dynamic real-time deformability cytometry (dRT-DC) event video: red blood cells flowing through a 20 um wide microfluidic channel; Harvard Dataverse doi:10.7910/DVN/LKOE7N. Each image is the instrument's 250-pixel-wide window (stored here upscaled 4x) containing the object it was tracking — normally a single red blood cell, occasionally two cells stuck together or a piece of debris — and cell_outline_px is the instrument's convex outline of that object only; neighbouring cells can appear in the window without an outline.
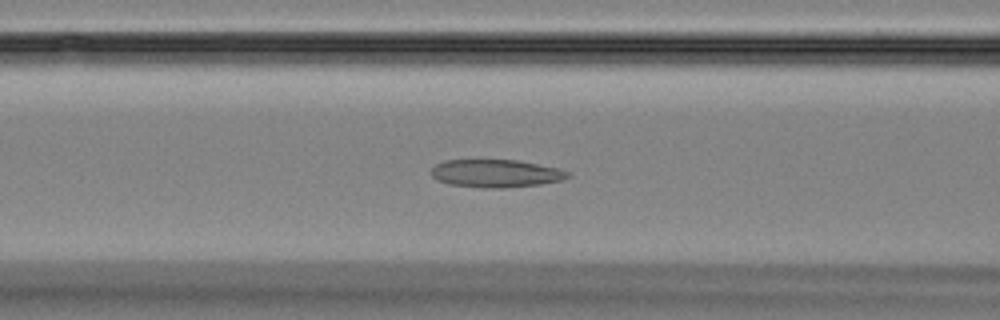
{"species": "Egyptian fruit bat (a non-hibernating species)", "species_latin": "Rousettus aegyptiacus", "temperature_condition": "room temperature", "stored_images_in_passage": 43, "camera_frame_rate_fps": 3000, "um_per_image_px": 0.085, "animal": {"sex": "female"}, "frame": {"image": 1, "passage_image": 14, "time_ms": 4.333, "image_size_px": [1000, 320], "cell_outline_px": [[572, 176], [560, 180], [540, 184], [504, 188], [484, 188], [448, 184], [436, 180], [432, 176], [432, 168], [436, 164], [444, 160], [516, 160], [556, 168], [572, 172]], "centroid_in_image_um": [42.14, 14.74], "position_along_channel_um": 124.5, "area_um2": 22.14}}
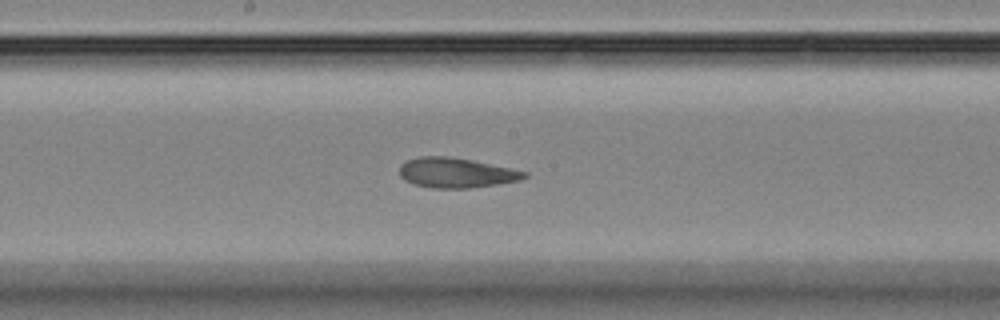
{"frame": {"image": 2, "passage_image": 21, "time_ms": 6.667, "image_size_px": [1000, 320], "cell_outline_px": [[528, 176], [520, 180], [472, 188], [432, 188], [412, 184], [404, 180], [400, 176], [400, 164], [408, 160], [420, 156], [448, 156], [472, 160], [528, 172]], "centroid_in_image_um": [38.75, 14.69], "position_along_channel_um": 209.5, "area_um2": 21.79}}
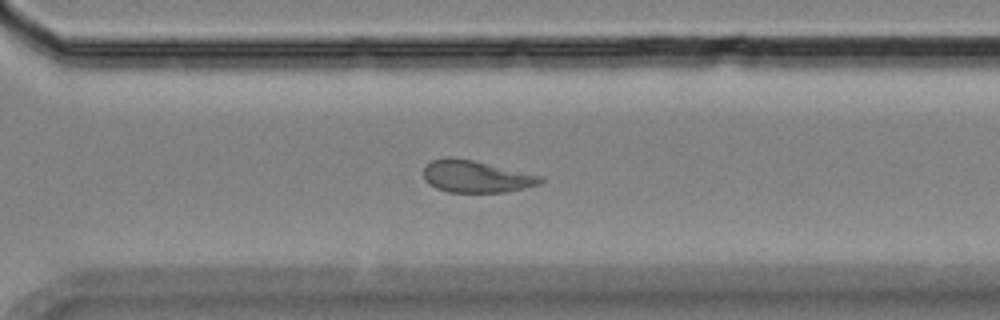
{"frame": {"image": 3, "passage_image": 31, "time_ms": 10.0, "image_size_px": [1000, 320], "cell_outline_px": [[544, 180], [540, 184], [524, 188], [504, 192], [448, 192], [436, 188], [428, 184], [424, 180], [424, 168], [432, 160], [448, 156], [452, 156], [472, 160], [544, 176]], "centroid_in_image_um": [40.46, 15.0], "position_along_channel_um": 330.1, "area_um2": 21.91}, "authors_computed_cell_mechanics": {"area_um2": 22.3686, "velocity_mm_per_s": 3.6309, "shape_relaxation_time_tau1_ms": null, "shape_relaxation_time_tau2_ms": 1.8084, "deformation_change_tau1": null, "deformation_change_tau2": 0.0898}}